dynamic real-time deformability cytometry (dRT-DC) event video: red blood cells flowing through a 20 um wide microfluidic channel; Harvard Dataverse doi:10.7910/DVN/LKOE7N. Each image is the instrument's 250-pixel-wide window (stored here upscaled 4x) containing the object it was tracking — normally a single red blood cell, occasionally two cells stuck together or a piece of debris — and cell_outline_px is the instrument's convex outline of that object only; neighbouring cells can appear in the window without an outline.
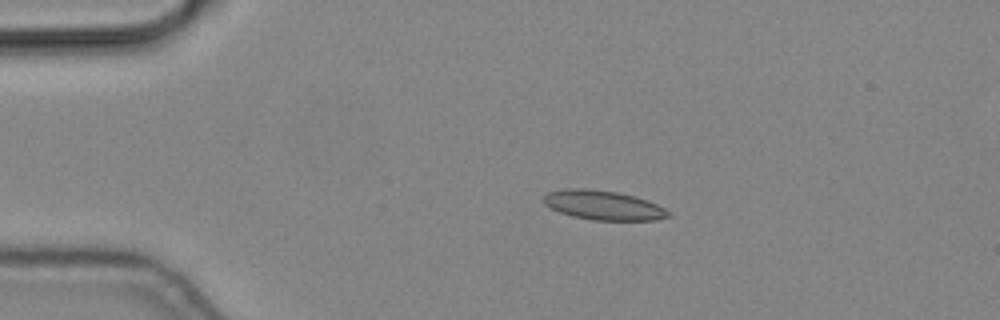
{"species": "common noctule bat (a hibernating species)", "species_latin": "Nyctalus noctula", "temperature_condition": "cold", "stored_images_in_passage": 9, "camera_frame_rate_fps": 3000, "um_per_image_px": 0.085, "animal": {"sex": "male", "body_mass_g": 19.2, "forearm_length_mm": 51.8}, "frame": {"image": 1, "passage_image": 2, "time_ms": 0.333, "image_size_px": [1000, 320], "cell_outline_px": [[672, 216], [656, 220], [592, 220], [572, 216], [560, 212], [544, 204], [544, 196], [548, 192], [564, 188], [584, 188], [616, 192], [636, 196], [656, 204], [672, 212]], "centroid_in_image_um": [51.3, 17.44], "position_along_channel_um": 33.7, "area_um2": 21.39}}
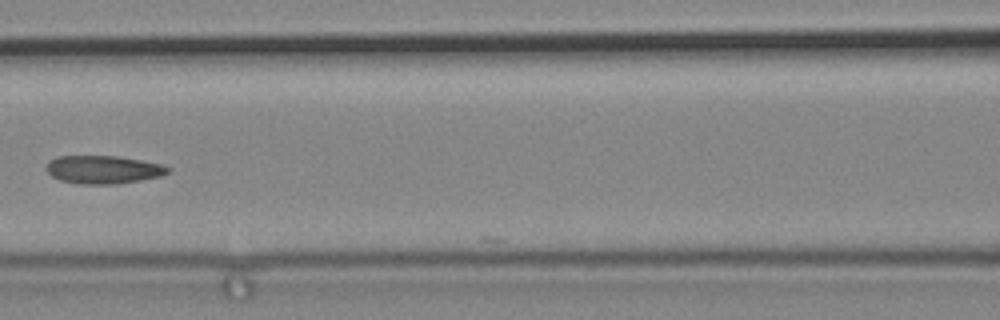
{"frame": {"image": 2, "passage_image": 6, "time_ms": 1.667, "image_size_px": [1000, 320], "cell_outline_px": [[168, 172], [160, 176], [140, 180], [116, 184], [76, 184], [60, 180], [52, 176], [44, 168], [48, 160], [56, 156], [116, 156], [140, 160], [160, 164], [168, 168]], "centroid_in_image_um": [8.69, 14.41], "position_along_channel_um": 157.9, "area_um2": 19.88}}
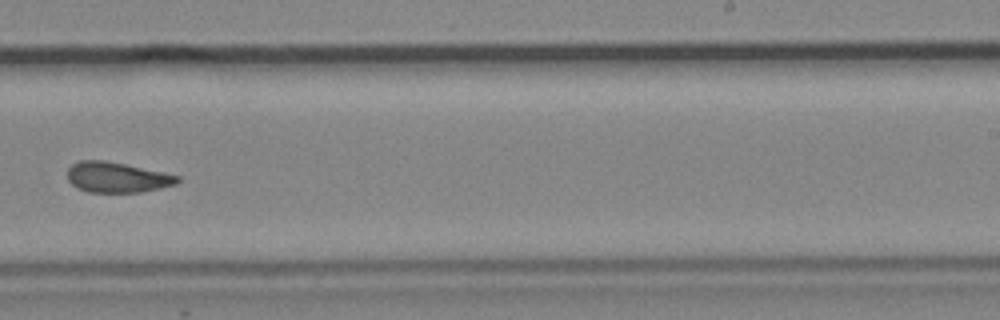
{"frame": {"image": 3, "passage_image": 9, "time_ms": 2.667, "image_size_px": [1000, 320], "cell_outline_px": [[180, 180], [176, 184], [160, 188], [140, 192], [88, 192], [76, 188], [68, 180], [68, 168], [72, 164], [80, 160], [104, 160], [164, 172], [180, 176]], "centroid_in_image_um": [9.94, 15.07], "position_along_channel_um": 279.1, "area_um2": 19.48}}